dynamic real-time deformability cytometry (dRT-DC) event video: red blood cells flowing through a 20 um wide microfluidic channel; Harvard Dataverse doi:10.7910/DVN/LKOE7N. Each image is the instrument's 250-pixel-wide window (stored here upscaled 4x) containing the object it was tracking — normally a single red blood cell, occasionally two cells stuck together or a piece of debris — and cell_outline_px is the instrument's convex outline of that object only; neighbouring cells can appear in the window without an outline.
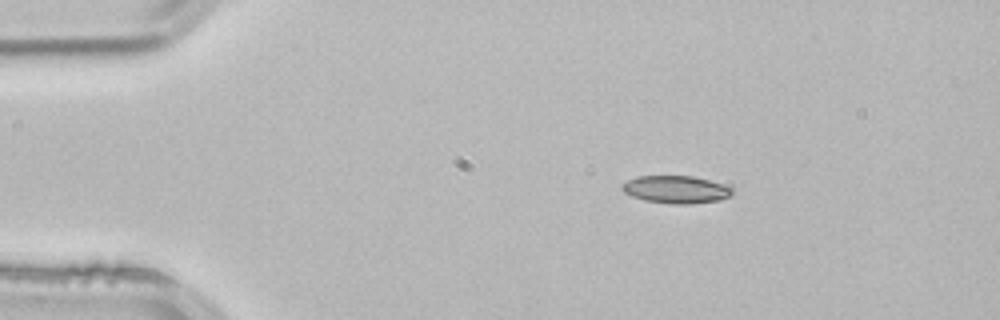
{"species": "common noctule bat (a hibernating species)", "species_latin": "Nyctalus noctula", "temperature_condition": "room temperature", "stored_images_in_passage": 2, "camera_frame_rate_fps": 3000, "um_per_image_px": 0.085, "animal": {"sex": "male", "body_mass_g": 21.5, "forearm_length_mm": 52.0}, "frame": {"image": 1, "passage_image": 1, "time_ms": 0.0, "image_size_px": [1000, 320], "cell_outline_px": [[732, 196], [720, 200], [692, 204], [672, 204], [644, 200], [632, 196], [624, 192], [620, 188], [628, 180], [636, 176], [696, 176], [732, 188]], "centroid_in_image_um": [57.46, 16.11], "position_along_channel_um": 27.5, "area_um2": 17.69}}